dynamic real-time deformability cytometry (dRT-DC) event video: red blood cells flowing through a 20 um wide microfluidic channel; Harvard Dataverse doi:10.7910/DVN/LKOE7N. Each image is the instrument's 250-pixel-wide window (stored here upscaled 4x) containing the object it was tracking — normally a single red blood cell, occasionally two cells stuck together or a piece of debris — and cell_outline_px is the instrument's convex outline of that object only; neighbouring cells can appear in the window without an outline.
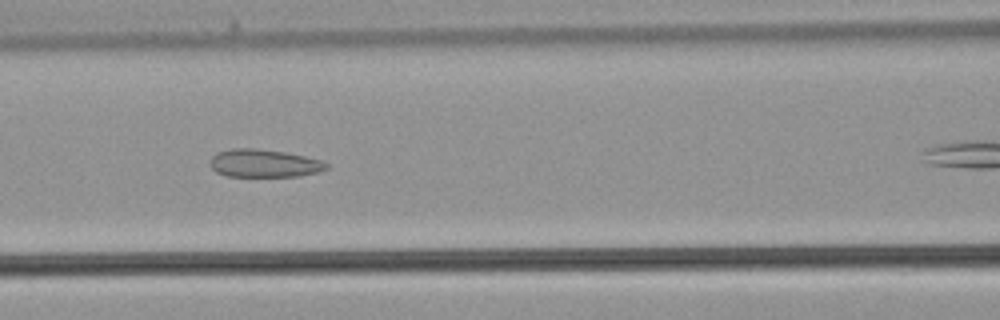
{"species": "common noctule bat (a hibernating species)", "species_latin": "Nyctalus noctula", "temperature_condition": "warm", "stored_images_in_passage": 9, "camera_frame_rate_fps": 3000, "um_per_image_px": 0.085, "animal": {"sex": "male", "body_mass_g": 21.5, "forearm_length_mm": 52.0}, "frame": {"image": 1, "passage_image": 6, "time_ms": 1.667, "image_size_px": [1000, 320], "cell_outline_px": [[328, 168], [320, 172], [300, 176], [228, 176], [216, 172], [208, 164], [212, 156], [220, 152], [232, 148], [256, 148], [284, 152], [304, 156], [320, 160], [328, 164]], "centroid_in_image_um": [22.44, 13.88], "position_along_channel_um": 144.2, "area_um2": 18.9}}
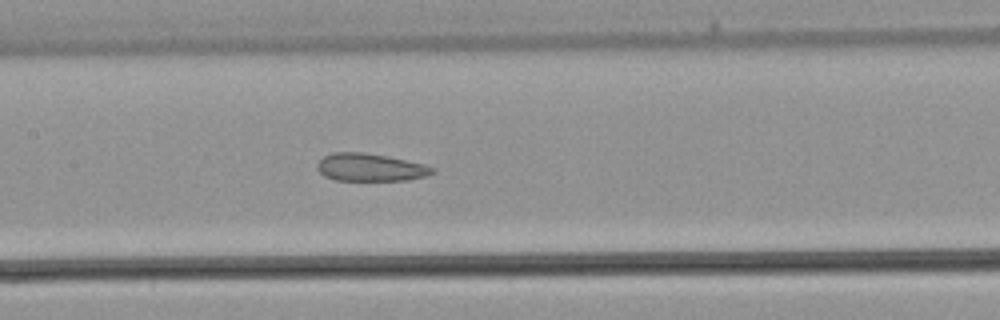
{"frame": {"image": 2, "passage_image": 8, "time_ms": 2.333, "image_size_px": [1000, 320], "cell_outline_px": [[436, 172], [424, 176], [408, 180], [336, 180], [324, 176], [316, 168], [316, 164], [324, 156], [332, 152], [364, 152], [388, 156], [424, 164], [436, 168]], "centroid_in_image_um": [31.47, 14.22], "position_along_channel_um": 175.9, "area_um2": 18.67}}